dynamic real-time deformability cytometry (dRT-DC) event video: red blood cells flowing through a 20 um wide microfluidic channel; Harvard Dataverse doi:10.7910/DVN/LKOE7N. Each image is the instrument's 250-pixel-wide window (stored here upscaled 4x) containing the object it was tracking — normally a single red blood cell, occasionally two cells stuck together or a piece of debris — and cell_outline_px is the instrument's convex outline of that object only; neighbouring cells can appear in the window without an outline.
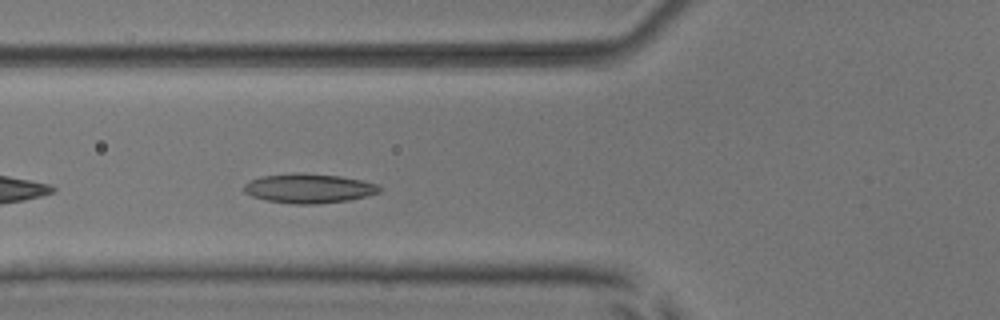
{"species": "common noctule bat (a hibernating species)", "species_latin": "Nyctalus noctula", "temperature_condition": "room temperature", "stored_images_in_passage": 39, "camera_frame_rate_fps": 3000, "um_per_image_px": 0.085, "animal": {"sex": "male", "body_mass_g": 17.9, "forearm_length_mm": 54.2}, "frame": {"image": 1, "passage_image": 5, "time_ms": 1.333, "image_size_px": [1000, 320], "cell_outline_px": [[380, 192], [348, 200], [316, 204], [296, 204], [268, 200], [252, 196], [244, 192], [244, 184], [248, 180], [260, 176], [296, 172], [300, 172], [340, 176], [380, 184]], "centroid_in_image_um": [26.22, 15.99], "position_along_channel_um": 99.6, "area_um2": 23.24}}
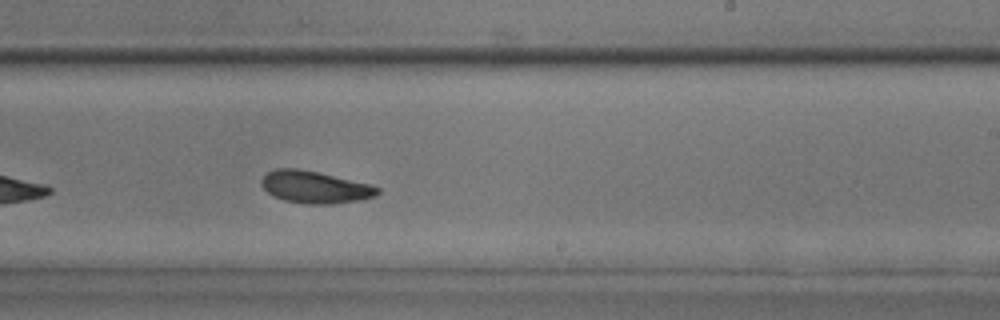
{"frame": {"image": 2, "passage_image": 18, "time_ms": 5.667, "image_size_px": [1000, 320], "cell_outline_px": [[380, 192], [376, 196], [360, 200], [332, 204], [304, 204], [284, 200], [272, 196], [260, 184], [260, 180], [268, 172], [276, 168], [296, 168], [316, 172], [372, 184], [380, 188]], "centroid_in_image_um": [26.78, 15.91], "position_along_channel_um": 262.2, "area_um2": 21.85}}
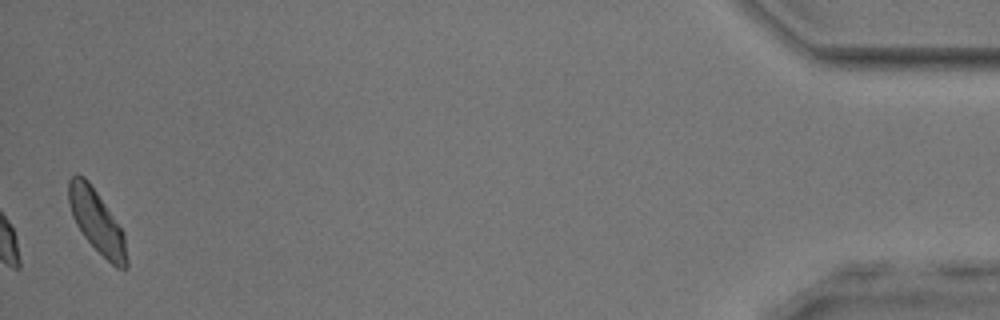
{"frame": {"image": 3, "passage_image": 38, "time_ms": 12.333, "image_size_px": [1000, 320], "cell_outline_px": [[128, 268], [116, 268], [84, 236], [76, 224], [72, 216], [68, 204], [68, 180], [76, 172], [84, 176], [88, 180], [124, 232], [128, 260]], "centroid_in_image_um": [8.22, 18.8], "position_along_channel_um": 427.0, "area_um2": 21.15}, "authors_computed_cell_mechanics": {"area_um2": 21.7328, "velocity_mm_per_s": 3.7662, "shape_relaxation_time_tau1_ms": 3.8162, "shape_relaxation_time_tau2_ms": 4.2194, "deformation_change_tau1": 0.1065, "deformation_change_tau2": 0.1058}}